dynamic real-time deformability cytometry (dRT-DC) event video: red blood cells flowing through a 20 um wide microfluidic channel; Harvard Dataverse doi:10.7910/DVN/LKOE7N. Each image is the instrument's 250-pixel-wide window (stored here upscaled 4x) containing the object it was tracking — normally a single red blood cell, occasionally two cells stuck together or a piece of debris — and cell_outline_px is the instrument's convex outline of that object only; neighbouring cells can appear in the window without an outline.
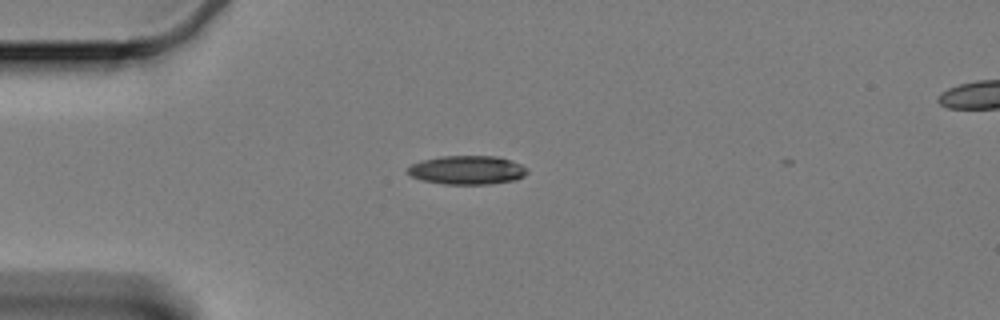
{"species": "Egyptian fruit bat (a non-hibernating species)", "species_latin": "Rousettus aegyptiacus", "temperature_condition": "cold", "stored_images_in_passage": 44, "camera_frame_rate_fps": 3000, "um_per_image_px": 0.085, "animal": {"sex": "female"}, "frame": {"image": 1, "passage_image": 3, "time_ms": 0.667, "image_size_px": [1000, 320], "cell_outline_px": [[528, 172], [524, 176], [516, 180], [488, 184], [444, 184], [424, 180], [412, 176], [404, 172], [412, 164], [420, 160], [440, 156], [496, 156], [512, 160], [528, 168]], "centroid_in_image_um": [39.72, 14.44], "position_along_channel_um": 45.3, "area_um2": 20.17}}
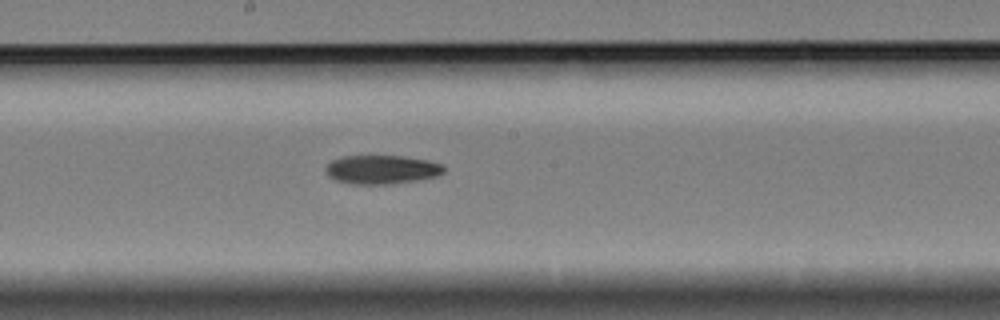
{"frame": {"image": 2, "passage_image": 20, "time_ms": 6.333, "image_size_px": [1000, 320], "cell_outline_px": [[444, 172], [436, 176], [416, 180], [392, 184], [352, 184], [336, 180], [328, 176], [324, 168], [332, 160], [340, 156], [404, 156], [428, 160], [444, 164]], "centroid_in_image_um": [32.44, 14.41], "position_along_channel_um": 215.8, "area_um2": 19.94}}
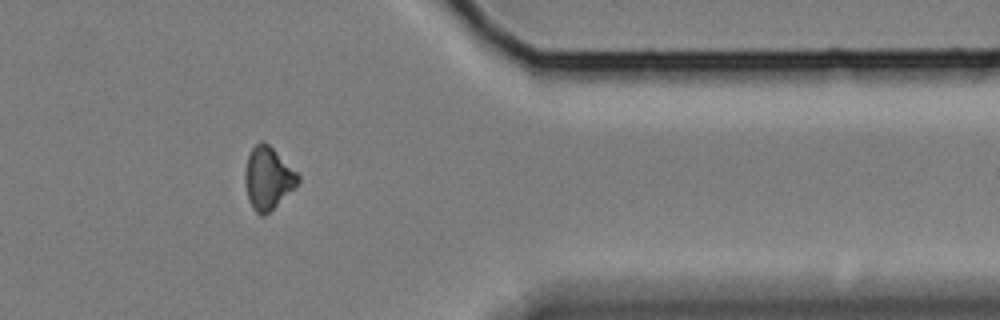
{"frame": {"image": 3, "passage_image": 37, "time_ms": 12.0, "image_size_px": [1000, 320], "cell_outline_px": [[300, 180], [264, 216], [260, 216], [252, 208], [248, 200], [244, 180], [244, 172], [248, 156], [252, 148], [260, 140], [264, 140], [300, 176]], "centroid_in_image_um": [22.72, 15.13], "position_along_channel_um": 388.7, "area_um2": 18.79}, "authors_computed_cell_mechanics": {"area_um2": 19.9121, "velocity_mm_per_s": 3.323, "shape_relaxation_time_tau1_ms": 3.7969, "shape_relaxation_time_tau2_ms": null, "deformation_change_tau1": 0.1102, "deformation_change_tau2": null}}